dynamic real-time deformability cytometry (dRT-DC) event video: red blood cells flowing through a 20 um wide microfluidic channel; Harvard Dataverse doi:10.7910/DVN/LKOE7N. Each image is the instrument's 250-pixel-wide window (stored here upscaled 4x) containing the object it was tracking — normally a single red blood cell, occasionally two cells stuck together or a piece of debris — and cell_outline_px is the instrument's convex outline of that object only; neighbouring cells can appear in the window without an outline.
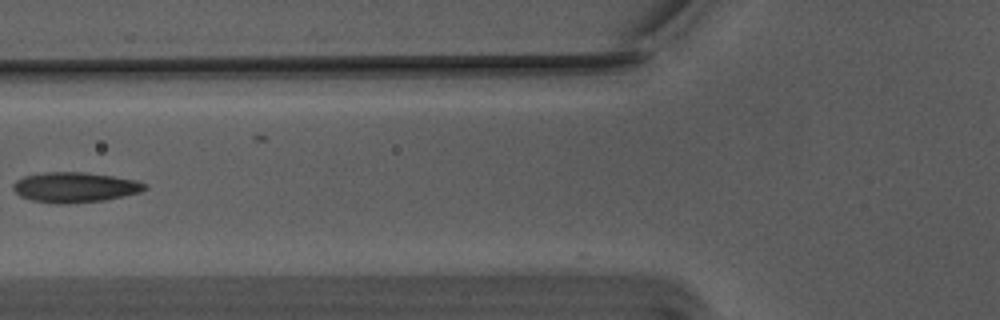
{"species": "Egyptian fruit bat (a non-hibernating species)", "species_latin": "Rousettus aegyptiacus", "temperature_condition": "warm", "stored_images_in_passage": 6, "camera_frame_rate_fps": 3000, "um_per_image_px": 0.085, "animal": {"sex": "male"}, "frame": {"image": 1, "passage_image": 4, "time_ms": 1.0, "image_size_px": [1000, 320], "cell_outline_px": [[148, 188], [140, 192], [104, 200], [68, 204], [56, 204], [32, 200], [20, 196], [12, 188], [12, 184], [16, 180], [24, 176], [44, 172], [84, 172], [112, 176], [136, 180], [148, 184]], "centroid_in_image_um": [6.36, 15.92], "position_along_channel_um": 119.4, "area_um2": 23.24}}